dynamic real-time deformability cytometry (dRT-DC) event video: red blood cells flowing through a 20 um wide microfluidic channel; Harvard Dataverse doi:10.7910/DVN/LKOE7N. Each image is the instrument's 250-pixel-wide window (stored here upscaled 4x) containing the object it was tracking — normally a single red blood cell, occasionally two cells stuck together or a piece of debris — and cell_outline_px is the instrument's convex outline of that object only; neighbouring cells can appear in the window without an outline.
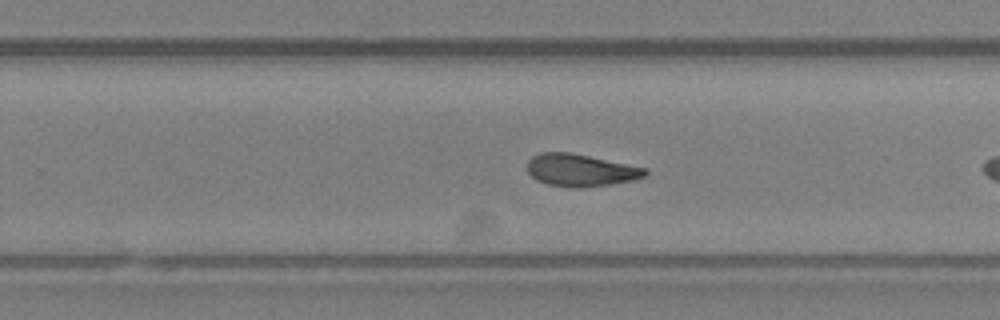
{"species": "Egyptian fruit bat (a non-hibernating species)", "species_latin": "Rousettus aegyptiacus", "temperature_condition": "room temperature", "stored_images_in_passage": 43, "camera_frame_rate_fps": 3000, "um_per_image_px": 0.085, "animal": {"sex": "female"}, "frame": {"image": 1, "passage_image": 25, "time_ms": 8.0, "image_size_px": [1000, 320], "cell_outline_px": [[648, 172], [644, 176], [632, 180], [608, 184], [580, 188], [576, 188], [548, 184], [536, 180], [528, 172], [528, 160], [532, 156], [540, 152], [568, 152], [648, 168]], "centroid_in_image_um": [49.33, 14.46], "position_along_channel_um": 280.5, "area_um2": 21.96}}
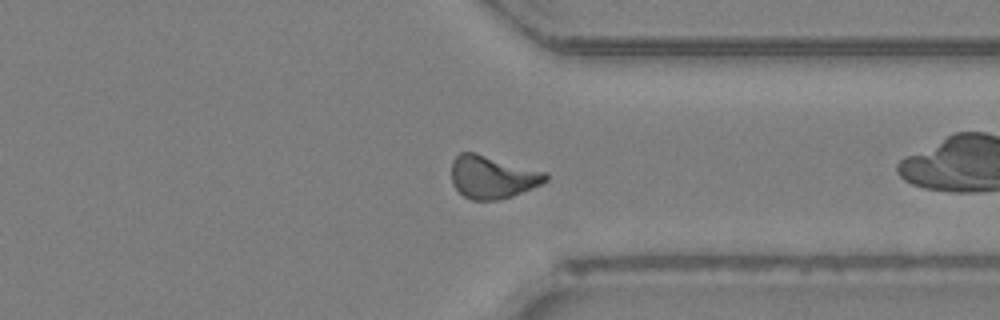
{"frame": {"image": 2, "passage_image": 31, "time_ms": 10.0, "image_size_px": [1000, 320], "cell_outline_px": [[548, 180], [540, 184], [512, 196], [496, 200], [472, 200], [464, 196], [452, 184], [452, 160], [460, 152], [476, 152], [548, 172]], "centroid_in_image_um": [41.86, 15.03], "position_along_channel_um": 369.5, "area_um2": 23.58}, "authors_computed_cell_mechanics": {"area_um2": 22.6576, "velocity_mm_per_s": 4.4629, "shape_relaxation_time_tau1_ms": 6.4067, "shape_relaxation_time_tau2_ms": 5.1191, "deformation_change_tau1": 0.1847, "deformation_change_tau2": 0.1242}}